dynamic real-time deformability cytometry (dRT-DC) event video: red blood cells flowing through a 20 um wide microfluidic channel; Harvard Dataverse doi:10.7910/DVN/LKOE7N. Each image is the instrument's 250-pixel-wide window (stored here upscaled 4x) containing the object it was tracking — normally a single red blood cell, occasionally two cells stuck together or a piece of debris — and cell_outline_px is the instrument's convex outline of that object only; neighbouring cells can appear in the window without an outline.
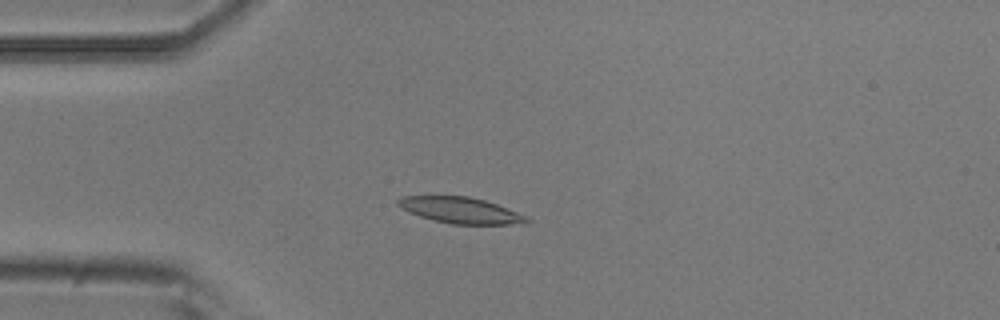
{"species": "common noctule bat (a hibernating species)", "species_latin": "Nyctalus noctula", "temperature_condition": "room temperature", "stored_images_in_passage": 3, "camera_frame_rate_fps": 3000, "um_per_image_px": 0.085, "animal": {"sex": "male", "body_mass_g": 20.5, "forearm_length_mm": 52.5}, "frame": {"image": 1, "passage_image": 3, "time_ms": 3.0, "image_size_px": [1000, 320], "cell_outline_px": [[532, 220], [528, 224], [452, 224], [432, 220], [420, 216], [400, 208], [396, 204], [396, 200], [400, 196], [468, 196], [484, 200], [496, 204], [528, 216]], "centroid_in_image_um": [39.16, 17.88], "position_along_channel_um": 45.8, "area_um2": 19.71}}